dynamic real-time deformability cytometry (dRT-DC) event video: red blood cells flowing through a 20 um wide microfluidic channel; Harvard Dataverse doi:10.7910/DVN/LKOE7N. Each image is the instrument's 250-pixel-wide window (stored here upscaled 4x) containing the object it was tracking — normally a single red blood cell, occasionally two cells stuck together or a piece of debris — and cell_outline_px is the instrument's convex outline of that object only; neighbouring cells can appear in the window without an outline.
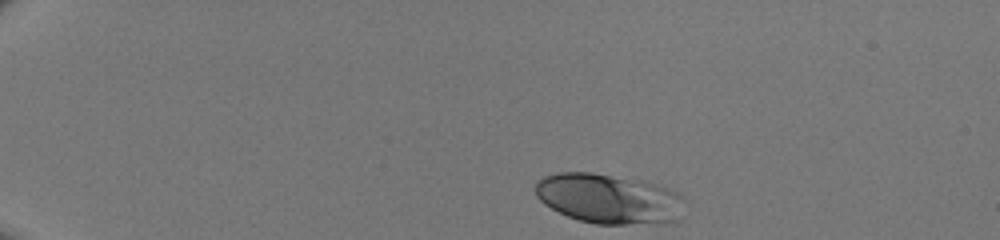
{"species": "human", "species_latin": "Homo sapiens", "temperature_condition": "room temperature", "stored_images_in_passage": 36, "camera_frame_rate_fps": 3000, "um_per_image_px": 0.085, "donor": {"sex": "male"}, "frame": {"image": 1, "passage_image": 1, "time_ms": 0.0, "image_size_px": [1000, 240], "cell_outline_px": [[684, 200], [680, 220], [664, 224], [596, 224], [580, 220], [568, 216], [544, 204], [536, 196], [536, 180], [544, 176], [560, 172], [588, 172], [644, 180], [668, 188], [684, 196]], "centroid_in_image_um": [51.8, 16.9], "position_along_channel_um": 33.2, "area_um2": 43.81}}
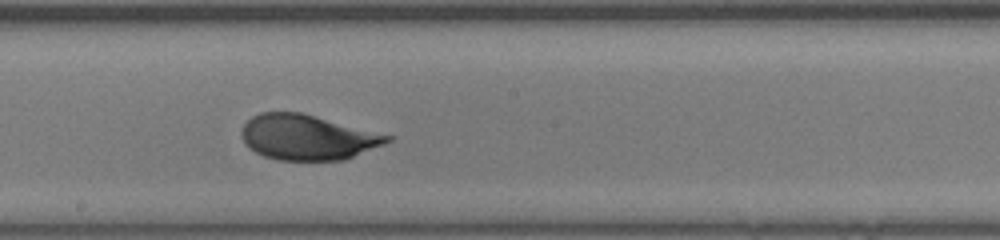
{"frame": {"image": 2, "passage_image": 21, "time_ms": 6.667, "image_size_px": [1000, 240], "cell_outline_px": [[392, 140], [384, 144], [344, 160], [276, 160], [264, 156], [248, 148], [244, 144], [240, 136], [240, 132], [244, 124], [252, 116], [260, 112], [300, 112], [392, 136]], "centroid_in_image_um": [26.07, 11.67], "position_along_channel_um": 222.1, "area_um2": 38.26}}
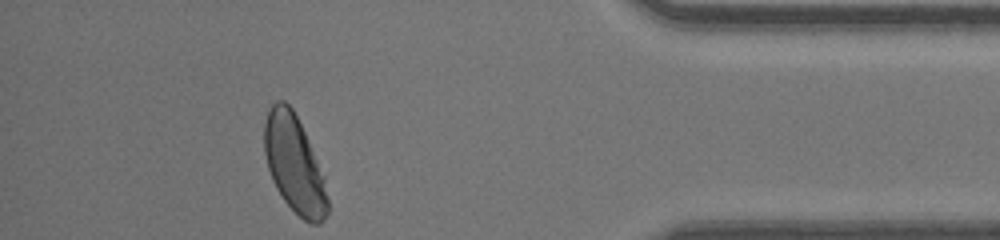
{"frame": {"image": 3, "passage_image": 36, "time_ms": 11.667, "image_size_px": [1000, 240], "cell_outline_px": [[328, 212], [320, 224], [312, 224], [304, 220], [284, 200], [276, 188], [272, 180], [268, 168], [264, 152], [264, 124], [268, 108], [276, 100], [284, 100], [292, 108], [304, 132], [324, 176], [328, 200]], "centroid_in_image_um": [25.0, 13.94], "position_along_channel_um": 410.2, "area_um2": 35.66}}